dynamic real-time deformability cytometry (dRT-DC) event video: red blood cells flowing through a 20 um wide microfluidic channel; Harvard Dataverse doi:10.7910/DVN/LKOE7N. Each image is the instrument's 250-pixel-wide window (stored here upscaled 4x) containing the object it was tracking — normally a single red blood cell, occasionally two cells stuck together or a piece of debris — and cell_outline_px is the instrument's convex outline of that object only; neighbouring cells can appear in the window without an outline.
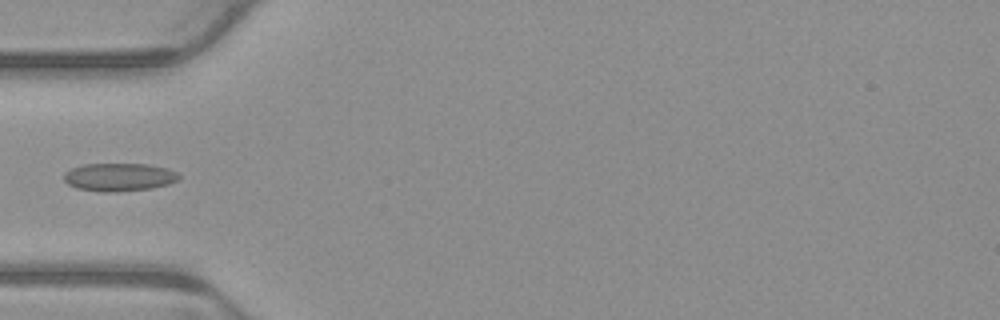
{"species": "common noctule bat (a hibernating species)", "species_latin": "Nyctalus noctula", "temperature_condition": "warm", "stored_images_in_passage": 5, "camera_frame_rate_fps": 3000, "um_per_image_px": 0.085, "animal": {"sex": "male", "body_mass_g": 23.1, "forearm_length_mm": 52.7}, "frame": {"image": 1, "passage_image": 5, "time_ms": 1.333, "image_size_px": [1000, 320], "cell_outline_px": [[180, 180], [168, 184], [152, 188], [116, 192], [100, 192], [76, 188], [68, 184], [64, 180], [64, 172], [72, 168], [84, 164], [148, 164], [168, 168], [176, 172], [180, 176]], "centroid_in_image_um": [10.13, 15.06], "position_along_channel_um": 74.9, "area_um2": 18.96}}